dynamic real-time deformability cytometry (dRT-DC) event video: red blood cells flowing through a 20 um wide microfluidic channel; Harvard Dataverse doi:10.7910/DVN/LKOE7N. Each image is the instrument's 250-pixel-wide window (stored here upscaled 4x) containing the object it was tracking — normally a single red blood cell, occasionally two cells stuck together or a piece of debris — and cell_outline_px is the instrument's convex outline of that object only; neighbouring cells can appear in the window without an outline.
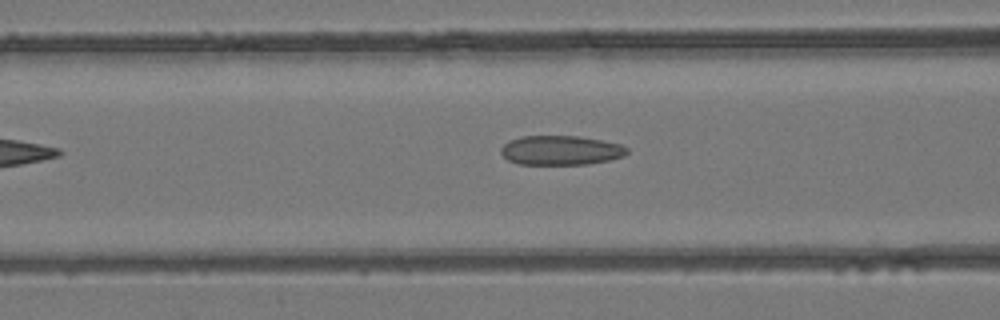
{"species": "common noctule bat (a hibernating species)", "species_latin": "Nyctalus noctula", "temperature_condition": "room temperature", "stored_images_in_passage": 7, "camera_frame_rate_fps": 3000, "um_per_image_px": 0.085, "animal": {"sex": "female", "body_mass_g": 24.6, "forearm_length_mm": 56.2}, "frame": {"image": 1, "passage_image": 5, "time_ms": 1.333, "image_size_px": [1000, 320], "cell_outline_px": [[628, 152], [624, 156], [608, 160], [588, 164], [520, 164], [508, 160], [500, 152], [500, 148], [508, 140], [524, 136], [580, 136], [620, 144], [628, 148]], "centroid_in_image_um": [47.65, 12.77], "position_along_channel_um": 118.9, "area_um2": 21.56}}